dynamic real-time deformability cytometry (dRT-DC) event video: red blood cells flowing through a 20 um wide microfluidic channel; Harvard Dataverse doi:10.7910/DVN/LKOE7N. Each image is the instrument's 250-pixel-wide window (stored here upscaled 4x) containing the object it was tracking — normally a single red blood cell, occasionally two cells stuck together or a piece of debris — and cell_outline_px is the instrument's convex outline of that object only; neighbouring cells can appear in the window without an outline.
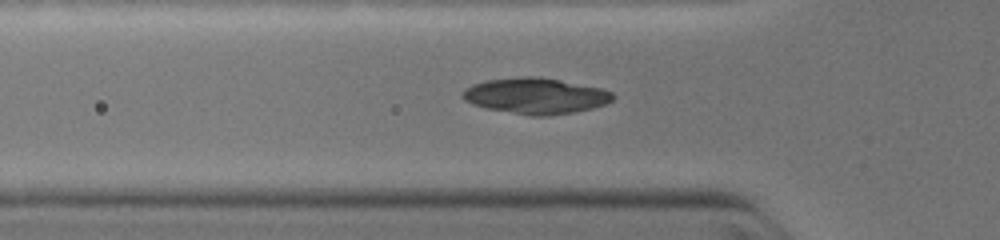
{"species": "common noctule bat (a hibernating species)", "species_latin": "Nyctalus noctula", "temperature_condition": "warm", "stored_images_in_passage": 11, "camera_frame_rate_fps": 3000, "um_per_image_px": 0.085, "animal": {"sex": "female", "body_mass_g": 19.0, "forearm_length_mm": 51.5}, "frame": {"image": 1, "passage_image": 2, "time_ms": 0.333, "image_size_px": [1000, 240], "cell_outline_px": [[616, 96], [612, 100], [604, 104], [592, 108], [572, 112], [548, 116], [532, 116], [488, 108], [472, 104], [464, 100], [460, 96], [464, 88], [472, 84], [488, 80], [520, 76], [532, 76], [560, 80], [600, 88], [612, 92]], "centroid_in_image_um": [45.5, 8.14], "position_along_channel_um": 80.3, "area_um2": 31.27}}
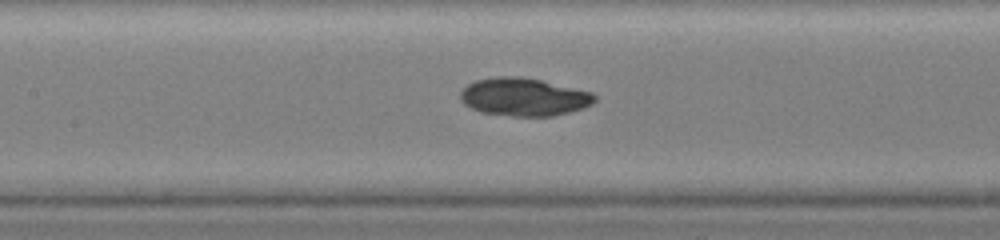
{"frame": {"image": 2, "passage_image": 5, "time_ms": 2.0, "image_size_px": [1000, 240], "cell_outline_px": [[596, 100], [592, 104], [568, 112], [552, 116], [512, 116], [480, 112], [464, 104], [460, 100], [460, 92], [468, 84], [476, 80], [500, 76], [520, 76], [540, 80], [592, 92], [596, 96]], "centroid_in_image_um": [44.5, 8.24], "position_along_channel_um": 162.9, "area_um2": 29.54}}
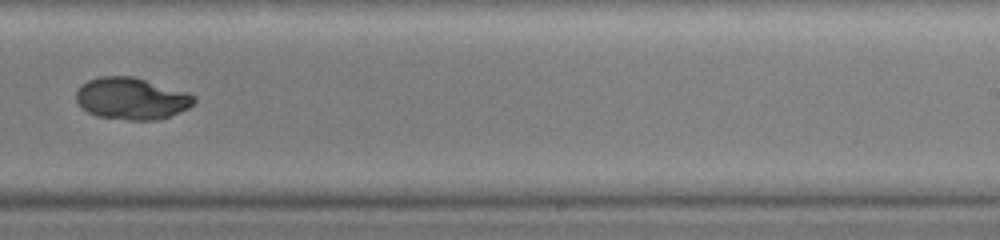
{"frame": {"image": 3, "passage_image": 10, "time_ms": 4.333, "image_size_px": [1000, 240], "cell_outline_px": [[196, 100], [188, 108], [168, 116], [156, 120], [128, 120], [96, 116], [88, 112], [76, 100], [76, 92], [80, 84], [88, 80], [100, 76], [132, 76], [188, 92], [196, 96]], "centroid_in_image_um": [11.17, 8.37], "position_along_channel_um": 277.8, "area_um2": 28.73}}